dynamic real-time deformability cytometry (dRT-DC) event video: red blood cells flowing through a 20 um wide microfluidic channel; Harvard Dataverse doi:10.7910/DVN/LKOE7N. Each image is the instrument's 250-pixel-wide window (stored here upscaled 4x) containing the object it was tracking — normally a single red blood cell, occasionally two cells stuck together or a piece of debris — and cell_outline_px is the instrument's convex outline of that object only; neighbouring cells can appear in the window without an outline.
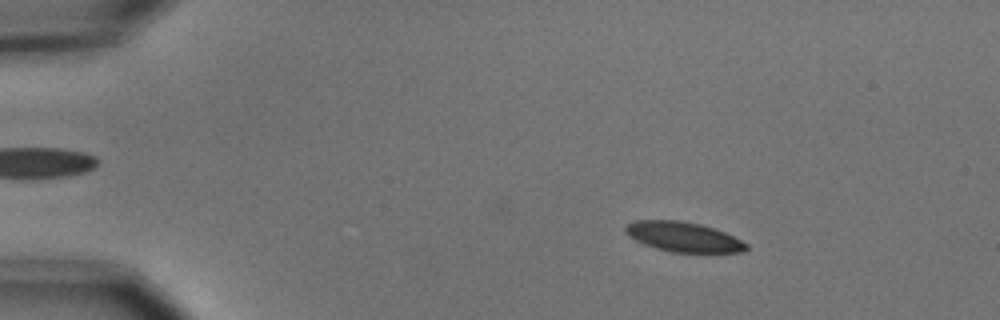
{"species": "common noctule bat (a hibernating species)", "species_latin": "Nyctalus noctula", "temperature_condition": "cold", "stored_images_in_passage": 47, "camera_frame_rate_fps": 3000, "um_per_image_px": 0.085, "animal": {"sex": "male", "body_mass_g": 15.6}, "frame": {"image": 1, "passage_image": 9, "time_ms": 2.667, "image_size_px": [1000, 320], "cell_outline_px": [[748, 248], [740, 252], [672, 252], [656, 248], [644, 244], [628, 236], [624, 232], [624, 228], [628, 224], [636, 220], [680, 220], [700, 224], [724, 232], [748, 244]], "centroid_in_image_um": [58.05, 20.13], "position_along_channel_um": 27.0, "area_um2": 20.81}}
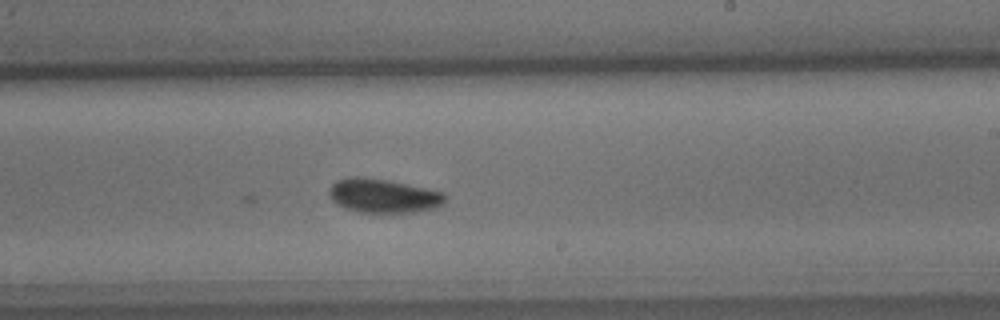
{"frame": {"image": 2, "passage_image": 34, "time_ms": 11.0, "image_size_px": [1000, 320], "cell_outline_px": [[444, 204], [436, 208], [416, 212], [380, 216], [360, 212], [344, 208], [336, 204], [332, 200], [328, 192], [332, 184], [336, 180], [352, 176], [384, 180], [444, 192]], "centroid_in_image_um": [32.56, 16.71], "position_along_channel_um": 256.4, "area_um2": 23.47}}
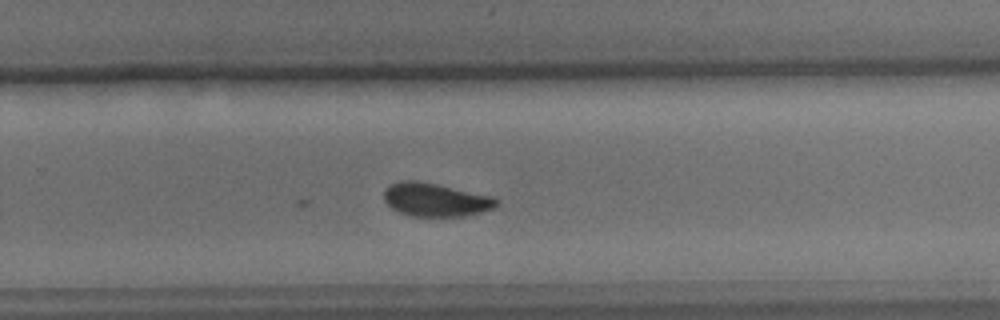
{"frame": {"image": 3, "passage_image": 37, "time_ms": 12.0, "image_size_px": [1000, 320], "cell_outline_px": [[500, 204], [496, 208], [464, 216], [408, 216], [392, 208], [384, 200], [384, 192], [392, 184], [400, 180], [416, 180], [436, 184], [492, 196], [500, 200]], "centroid_in_image_um": [37.06, 16.98], "position_along_channel_um": 292.7, "area_um2": 21.85}}